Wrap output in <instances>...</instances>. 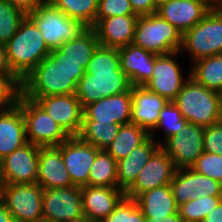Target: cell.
<instances>
[{
  "label": "cell",
  "mask_w": 222,
  "mask_h": 222,
  "mask_svg": "<svg viewBox=\"0 0 222 222\" xmlns=\"http://www.w3.org/2000/svg\"><path fill=\"white\" fill-rule=\"evenodd\" d=\"M132 84L120 68L117 48L99 45L89 61L75 91L82 108L104 97L130 91Z\"/></svg>",
  "instance_id": "1"
},
{
  "label": "cell",
  "mask_w": 222,
  "mask_h": 222,
  "mask_svg": "<svg viewBox=\"0 0 222 222\" xmlns=\"http://www.w3.org/2000/svg\"><path fill=\"white\" fill-rule=\"evenodd\" d=\"M5 51L8 66L20 82L51 52L28 16L5 45Z\"/></svg>",
  "instance_id": "2"
},
{
  "label": "cell",
  "mask_w": 222,
  "mask_h": 222,
  "mask_svg": "<svg viewBox=\"0 0 222 222\" xmlns=\"http://www.w3.org/2000/svg\"><path fill=\"white\" fill-rule=\"evenodd\" d=\"M190 123L208 127L220 122L221 95L196 82L191 76L173 101Z\"/></svg>",
  "instance_id": "3"
},
{
  "label": "cell",
  "mask_w": 222,
  "mask_h": 222,
  "mask_svg": "<svg viewBox=\"0 0 222 222\" xmlns=\"http://www.w3.org/2000/svg\"><path fill=\"white\" fill-rule=\"evenodd\" d=\"M76 88L73 76L50 54L21 81V94L27 98L75 94Z\"/></svg>",
  "instance_id": "4"
},
{
  "label": "cell",
  "mask_w": 222,
  "mask_h": 222,
  "mask_svg": "<svg viewBox=\"0 0 222 222\" xmlns=\"http://www.w3.org/2000/svg\"><path fill=\"white\" fill-rule=\"evenodd\" d=\"M133 44L156 55L180 51L182 34L158 14L139 16Z\"/></svg>",
  "instance_id": "5"
},
{
  "label": "cell",
  "mask_w": 222,
  "mask_h": 222,
  "mask_svg": "<svg viewBox=\"0 0 222 222\" xmlns=\"http://www.w3.org/2000/svg\"><path fill=\"white\" fill-rule=\"evenodd\" d=\"M27 16L41 31L44 42L50 50L73 40L87 28L81 22L68 17L49 0Z\"/></svg>",
  "instance_id": "6"
},
{
  "label": "cell",
  "mask_w": 222,
  "mask_h": 222,
  "mask_svg": "<svg viewBox=\"0 0 222 222\" xmlns=\"http://www.w3.org/2000/svg\"><path fill=\"white\" fill-rule=\"evenodd\" d=\"M17 105L22 112L29 143L40 147L58 146L70 137L36 101L20 94Z\"/></svg>",
  "instance_id": "7"
},
{
  "label": "cell",
  "mask_w": 222,
  "mask_h": 222,
  "mask_svg": "<svg viewBox=\"0 0 222 222\" xmlns=\"http://www.w3.org/2000/svg\"><path fill=\"white\" fill-rule=\"evenodd\" d=\"M187 51L193 62L222 54V15L212 8L193 28L182 35L180 51Z\"/></svg>",
  "instance_id": "8"
},
{
  "label": "cell",
  "mask_w": 222,
  "mask_h": 222,
  "mask_svg": "<svg viewBox=\"0 0 222 222\" xmlns=\"http://www.w3.org/2000/svg\"><path fill=\"white\" fill-rule=\"evenodd\" d=\"M43 191L38 184H2L0 201L15 222H36L43 219Z\"/></svg>",
  "instance_id": "9"
},
{
  "label": "cell",
  "mask_w": 222,
  "mask_h": 222,
  "mask_svg": "<svg viewBox=\"0 0 222 222\" xmlns=\"http://www.w3.org/2000/svg\"><path fill=\"white\" fill-rule=\"evenodd\" d=\"M204 127L187 122L174 136L160 145L173 160L176 169L191 168L204 152Z\"/></svg>",
  "instance_id": "10"
},
{
  "label": "cell",
  "mask_w": 222,
  "mask_h": 222,
  "mask_svg": "<svg viewBox=\"0 0 222 222\" xmlns=\"http://www.w3.org/2000/svg\"><path fill=\"white\" fill-rule=\"evenodd\" d=\"M84 218L81 187L52 188L43 191V219L73 222Z\"/></svg>",
  "instance_id": "11"
},
{
  "label": "cell",
  "mask_w": 222,
  "mask_h": 222,
  "mask_svg": "<svg viewBox=\"0 0 222 222\" xmlns=\"http://www.w3.org/2000/svg\"><path fill=\"white\" fill-rule=\"evenodd\" d=\"M40 146L27 143L0 161L2 184H33L37 181Z\"/></svg>",
  "instance_id": "12"
},
{
  "label": "cell",
  "mask_w": 222,
  "mask_h": 222,
  "mask_svg": "<svg viewBox=\"0 0 222 222\" xmlns=\"http://www.w3.org/2000/svg\"><path fill=\"white\" fill-rule=\"evenodd\" d=\"M180 51L165 55H156L151 79L144 85L148 90L159 94L168 101H174L188 80L184 79L181 67L175 60Z\"/></svg>",
  "instance_id": "13"
},
{
  "label": "cell",
  "mask_w": 222,
  "mask_h": 222,
  "mask_svg": "<svg viewBox=\"0 0 222 222\" xmlns=\"http://www.w3.org/2000/svg\"><path fill=\"white\" fill-rule=\"evenodd\" d=\"M58 147L72 183L79 187L88 186L91 165L100 149L83 142L78 136H70Z\"/></svg>",
  "instance_id": "14"
},
{
  "label": "cell",
  "mask_w": 222,
  "mask_h": 222,
  "mask_svg": "<svg viewBox=\"0 0 222 222\" xmlns=\"http://www.w3.org/2000/svg\"><path fill=\"white\" fill-rule=\"evenodd\" d=\"M28 99L36 101L69 136H78L80 134L83 108L75 94Z\"/></svg>",
  "instance_id": "15"
},
{
  "label": "cell",
  "mask_w": 222,
  "mask_h": 222,
  "mask_svg": "<svg viewBox=\"0 0 222 222\" xmlns=\"http://www.w3.org/2000/svg\"><path fill=\"white\" fill-rule=\"evenodd\" d=\"M176 170L173 160L159 147L142 168L134 184L125 192V196L135 199L140 193L169 185Z\"/></svg>",
  "instance_id": "16"
},
{
  "label": "cell",
  "mask_w": 222,
  "mask_h": 222,
  "mask_svg": "<svg viewBox=\"0 0 222 222\" xmlns=\"http://www.w3.org/2000/svg\"><path fill=\"white\" fill-rule=\"evenodd\" d=\"M131 90L110 97H104L83 108L82 121H97L103 124L131 123Z\"/></svg>",
  "instance_id": "17"
},
{
  "label": "cell",
  "mask_w": 222,
  "mask_h": 222,
  "mask_svg": "<svg viewBox=\"0 0 222 222\" xmlns=\"http://www.w3.org/2000/svg\"><path fill=\"white\" fill-rule=\"evenodd\" d=\"M213 8L210 1L169 0L156 14L169 22L182 35L200 22Z\"/></svg>",
  "instance_id": "18"
},
{
  "label": "cell",
  "mask_w": 222,
  "mask_h": 222,
  "mask_svg": "<svg viewBox=\"0 0 222 222\" xmlns=\"http://www.w3.org/2000/svg\"><path fill=\"white\" fill-rule=\"evenodd\" d=\"M131 94V123L145 129L155 139L153 130L158 124L160 112L169 101L145 86H132Z\"/></svg>",
  "instance_id": "19"
},
{
  "label": "cell",
  "mask_w": 222,
  "mask_h": 222,
  "mask_svg": "<svg viewBox=\"0 0 222 222\" xmlns=\"http://www.w3.org/2000/svg\"><path fill=\"white\" fill-rule=\"evenodd\" d=\"M81 194L84 217L97 222L109 216L125 197L123 190L106 186H83Z\"/></svg>",
  "instance_id": "20"
},
{
  "label": "cell",
  "mask_w": 222,
  "mask_h": 222,
  "mask_svg": "<svg viewBox=\"0 0 222 222\" xmlns=\"http://www.w3.org/2000/svg\"><path fill=\"white\" fill-rule=\"evenodd\" d=\"M43 189L73 186L58 146L40 147L37 181Z\"/></svg>",
  "instance_id": "21"
},
{
  "label": "cell",
  "mask_w": 222,
  "mask_h": 222,
  "mask_svg": "<svg viewBox=\"0 0 222 222\" xmlns=\"http://www.w3.org/2000/svg\"><path fill=\"white\" fill-rule=\"evenodd\" d=\"M138 15H117L100 19L92 28L100 45L121 48L132 44Z\"/></svg>",
  "instance_id": "22"
},
{
  "label": "cell",
  "mask_w": 222,
  "mask_h": 222,
  "mask_svg": "<svg viewBox=\"0 0 222 222\" xmlns=\"http://www.w3.org/2000/svg\"><path fill=\"white\" fill-rule=\"evenodd\" d=\"M120 68L128 76L132 86H144L152 77L156 54L129 44L118 49Z\"/></svg>",
  "instance_id": "23"
},
{
  "label": "cell",
  "mask_w": 222,
  "mask_h": 222,
  "mask_svg": "<svg viewBox=\"0 0 222 222\" xmlns=\"http://www.w3.org/2000/svg\"><path fill=\"white\" fill-rule=\"evenodd\" d=\"M160 145V141L149 137L128 156L117 161V183L119 189L126 192L134 184L138 174Z\"/></svg>",
  "instance_id": "24"
},
{
  "label": "cell",
  "mask_w": 222,
  "mask_h": 222,
  "mask_svg": "<svg viewBox=\"0 0 222 222\" xmlns=\"http://www.w3.org/2000/svg\"><path fill=\"white\" fill-rule=\"evenodd\" d=\"M25 122L20 107L0 111V161L27 144Z\"/></svg>",
  "instance_id": "25"
},
{
  "label": "cell",
  "mask_w": 222,
  "mask_h": 222,
  "mask_svg": "<svg viewBox=\"0 0 222 222\" xmlns=\"http://www.w3.org/2000/svg\"><path fill=\"white\" fill-rule=\"evenodd\" d=\"M135 200L145 218H159L178 213L170 184L140 193Z\"/></svg>",
  "instance_id": "26"
},
{
  "label": "cell",
  "mask_w": 222,
  "mask_h": 222,
  "mask_svg": "<svg viewBox=\"0 0 222 222\" xmlns=\"http://www.w3.org/2000/svg\"><path fill=\"white\" fill-rule=\"evenodd\" d=\"M99 45L95 30L87 27L73 40L63 43L59 48L52 49L50 55L53 58L72 59L81 63V66L86 69Z\"/></svg>",
  "instance_id": "27"
},
{
  "label": "cell",
  "mask_w": 222,
  "mask_h": 222,
  "mask_svg": "<svg viewBox=\"0 0 222 222\" xmlns=\"http://www.w3.org/2000/svg\"><path fill=\"white\" fill-rule=\"evenodd\" d=\"M150 134L140 126L129 123L121 125L120 130L114 140L106 147L116 161L128 156L135 148L143 144Z\"/></svg>",
  "instance_id": "28"
},
{
  "label": "cell",
  "mask_w": 222,
  "mask_h": 222,
  "mask_svg": "<svg viewBox=\"0 0 222 222\" xmlns=\"http://www.w3.org/2000/svg\"><path fill=\"white\" fill-rule=\"evenodd\" d=\"M190 76L209 90L222 92V54L201 58L192 63Z\"/></svg>",
  "instance_id": "29"
},
{
  "label": "cell",
  "mask_w": 222,
  "mask_h": 222,
  "mask_svg": "<svg viewBox=\"0 0 222 222\" xmlns=\"http://www.w3.org/2000/svg\"><path fill=\"white\" fill-rule=\"evenodd\" d=\"M88 186H106L118 188L117 161L105 150L97 153L91 165Z\"/></svg>",
  "instance_id": "30"
},
{
  "label": "cell",
  "mask_w": 222,
  "mask_h": 222,
  "mask_svg": "<svg viewBox=\"0 0 222 222\" xmlns=\"http://www.w3.org/2000/svg\"><path fill=\"white\" fill-rule=\"evenodd\" d=\"M68 17L81 22L85 27L96 24L98 0H49Z\"/></svg>",
  "instance_id": "31"
},
{
  "label": "cell",
  "mask_w": 222,
  "mask_h": 222,
  "mask_svg": "<svg viewBox=\"0 0 222 222\" xmlns=\"http://www.w3.org/2000/svg\"><path fill=\"white\" fill-rule=\"evenodd\" d=\"M120 127L119 124L108 125L97 121H82V128L78 137L97 149L105 150L117 136Z\"/></svg>",
  "instance_id": "32"
},
{
  "label": "cell",
  "mask_w": 222,
  "mask_h": 222,
  "mask_svg": "<svg viewBox=\"0 0 222 222\" xmlns=\"http://www.w3.org/2000/svg\"><path fill=\"white\" fill-rule=\"evenodd\" d=\"M26 16L7 0H0V45L5 46L8 43Z\"/></svg>",
  "instance_id": "33"
},
{
  "label": "cell",
  "mask_w": 222,
  "mask_h": 222,
  "mask_svg": "<svg viewBox=\"0 0 222 222\" xmlns=\"http://www.w3.org/2000/svg\"><path fill=\"white\" fill-rule=\"evenodd\" d=\"M221 200L222 196H206L190 200L178 207L179 216L182 221L202 222Z\"/></svg>",
  "instance_id": "34"
},
{
  "label": "cell",
  "mask_w": 222,
  "mask_h": 222,
  "mask_svg": "<svg viewBox=\"0 0 222 222\" xmlns=\"http://www.w3.org/2000/svg\"><path fill=\"white\" fill-rule=\"evenodd\" d=\"M187 122L177 105L173 101H169L160 112L158 124L153 131L160 128L165 130L163 135L165 141L183 129Z\"/></svg>",
  "instance_id": "35"
},
{
  "label": "cell",
  "mask_w": 222,
  "mask_h": 222,
  "mask_svg": "<svg viewBox=\"0 0 222 222\" xmlns=\"http://www.w3.org/2000/svg\"><path fill=\"white\" fill-rule=\"evenodd\" d=\"M170 185L178 207L190 200L200 198L198 193L192 192L191 168L177 169Z\"/></svg>",
  "instance_id": "36"
},
{
  "label": "cell",
  "mask_w": 222,
  "mask_h": 222,
  "mask_svg": "<svg viewBox=\"0 0 222 222\" xmlns=\"http://www.w3.org/2000/svg\"><path fill=\"white\" fill-rule=\"evenodd\" d=\"M101 222H145L135 199L124 197L115 210Z\"/></svg>",
  "instance_id": "37"
},
{
  "label": "cell",
  "mask_w": 222,
  "mask_h": 222,
  "mask_svg": "<svg viewBox=\"0 0 222 222\" xmlns=\"http://www.w3.org/2000/svg\"><path fill=\"white\" fill-rule=\"evenodd\" d=\"M21 94V82L14 75H0V111L13 108Z\"/></svg>",
  "instance_id": "38"
},
{
  "label": "cell",
  "mask_w": 222,
  "mask_h": 222,
  "mask_svg": "<svg viewBox=\"0 0 222 222\" xmlns=\"http://www.w3.org/2000/svg\"><path fill=\"white\" fill-rule=\"evenodd\" d=\"M191 168L222 184V155L203 152Z\"/></svg>",
  "instance_id": "39"
},
{
  "label": "cell",
  "mask_w": 222,
  "mask_h": 222,
  "mask_svg": "<svg viewBox=\"0 0 222 222\" xmlns=\"http://www.w3.org/2000/svg\"><path fill=\"white\" fill-rule=\"evenodd\" d=\"M117 15H136L129 0H98L96 23L102 18Z\"/></svg>",
  "instance_id": "40"
},
{
  "label": "cell",
  "mask_w": 222,
  "mask_h": 222,
  "mask_svg": "<svg viewBox=\"0 0 222 222\" xmlns=\"http://www.w3.org/2000/svg\"><path fill=\"white\" fill-rule=\"evenodd\" d=\"M192 192H196L200 197L222 196V184L204 176L191 168Z\"/></svg>",
  "instance_id": "41"
},
{
  "label": "cell",
  "mask_w": 222,
  "mask_h": 222,
  "mask_svg": "<svg viewBox=\"0 0 222 222\" xmlns=\"http://www.w3.org/2000/svg\"><path fill=\"white\" fill-rule=\"evenodd\" d=\"M204 152L222 155V123L204 127Z\"/></svg>",
  "instance_id": "42"
},
{
  "label": "cell",
  "mask_w": 222,
  "mask_h": 222,
  "mask_svg": "<svg viewBox=\"0 0 222 222\" xmlns=\"http://www.w3.org/2000/svg\"><path fill=\"white\" fill-rule=\"evenodd\" d=\"M56 62L60 63V65L65 68L71 76H73V80L77 83L82 76L85 74V69L81 66V63L77 61H73L72 59L67 58H54Z\"/></svg>",
  "instance_id": "43"
},
{
  "label": "cell",
  "mask_w": 222,
  "mask_h": 222,
  "mask_svg": "<svg viewBox=\"0 0 222 222\" xmlns=\"http://www.w3.org/2000/svg\"><path fill=\"white\" fill-rule=\"evenodd\" d=\"M134 13L138 16L154 14L157 11L153 0H129Z\"/></svg>",
  "instance_id": "44"
},
{
  "label": "cell",
  "mask_w": 222,
  "mask_h": 222,
  "mask_svg": "<svg viewBox=\"0 0 222 222\" xmlns=\"http://www.w3.org/2000/svg\"><path fill=\"white\" fill-rule=\"evenodd\" d=\"M15 8L20 9L26 15L33 12L38 6L44 4L48 0H7Z\"/></svg>",
  "instance_id": "45"
},
{
  "label": "cell",
  "mask_w": 222,
  "mask_h": 222,
  "mask_svg": "<svg viewBox=\"0 0 222 222\" xmlns=\"http://www.w3.org/2000/svg\"><path fill=\"white\" fill-rule=\"evenodd\" d=\"M202 222H222V200L208 213Z\"/></svg>",
  "instance_id": "46"
},
{
  "label": "cell",
  "mask_w": 222,
  "mask_h": 222,
  "mask_svg": "<svg viewBox=\"0 0 222 222\" xmlns=\"http://www.w3.org/2000/svg\"><path fill=\"white\" fill-rule=\"evenodd\" d=\"M0 75H13L7 63L5 46L3 45H0Z\"/></svg>",
  "instance_id": "47"
},
{
  "label": "cell",
  "mask_w": 222,
  "mask_h": 222,
  "mask_svg": "<svg viewBox=\"0 0 222 222\" xmlns=\"http://www.w3.org/2000/svg\"><path fill=\"white\" fill-rule=\"evenodd\" d=\"M182 219L179 216V213L170 214L168 216H163L159 218H145V222H181Z\"/></svg>",
  "instance_id": "48"
},
{
  "label": "cell",
  "mask_w": 222,
  "mask_h": 222,
  "mask_svg": "<svg viewBox=\"0 0 222 222\" xmlns=\"http://www.w3.org/2000/svg\"><path fill=\"white\" fill-rule=\"evenodd\" d=\"M0 222H15L6 206L0 201Z\"/></svg>",
  "instance_id": "49"
},
{
  "label": "cell",
  "mask_w": 222,
  "mask_h": 222,
  "mask_svg": "<svg viewBox=\"0 0 222 222\" xmlns=\"http://www.w3.org/2000/svg\"><path fill=\"white\" fill-rule=\"evenodd\" d=\"M168 1L169 0H153L156 8H159L161 5L165 4Z\"/></svg>",
  "instance_id": "50"
},
{
  "label": "cell",
  "mask_w": 222,
  "mask_h": 222,
  "mask_svg": "<svg viewBox=\"0 0 222 222\" xmlns=\"http://www.w3.org/2000/svg\"><path fill=\"white\" fill-rule=\"evenodd\" d=\"M73 222H97V221H94V220H91V219H88V218H82L80 220H77V221H73Z\"/></svg>",
  "instance_id": "51"
},
{
  "label": "cell",
  "mask_w": 222,
  "mask_h": 222,
  "mask_svg": "<svg viewBox=\"0 0 222 222\" xmlns=\"http://www.w3.org/2000/svg\"><path fill=\"white\" fill-rule=\"evenodd\" d=\"M213 8H222V0H218L214 5Z\"/></svg>",
  "instance_id": "52"
},
{
  "label": "cell",
  "mask_w": 222,
  "mask_h": 222,
  "mask_svg": "<svg viewBox=\"0 0 222 222\" xmlns=\"http://www.w3.org/2000/svg\"><path fill=\"white\" fill-rule=\"evenodd\" d=\"M214 9L217 10L222 15V8H214Z\"/></svg>",
  "instance_id": "53"
},
{
  "label": "cell",
  "mask_w": 222,
  "mask_h": 222,
  "mask_svg": "<svg viewBox=\"0 0 222 222\" xmlns=\"http://www.w3.org/2000/svg\"><path fill=\"white\" fill-rule=\"evenodd\" d=\"M213 5L218 1V0H209Z\"/></svg>",
  "instance_id": "54"
},
{
  "label": "cell",
  "mask_w": 222,
  "mask_h": 222,
  "mask_svg": "<svg viewBox=\"0 0 222 222\" xmlns=\"http://www.w3.org/2000/svg\"><path fill=\"white\" fill-rule=\"evenodd\" d=\"M1 188H2V181H1V177H0V192H1Z\"/></svg>",
  "instance_id": "55"
},
{
  "label": "cell",
  "mask_w": 222,
  "mask_h": 222,
  "mask_svg": "<svg viewBox=\"0 0 222 222\" xmlns=\"http://www.w3.org/2000/svg\"><path fill=\"white\" fill-rule=\"evenodd\" d=\"M36 222H49V221L42 219V220L36 221Z\"/></svg>",
  "instance_id": "56"
},
{
  "label": "cell",
  "mask_w": 222,
  "mask_h": 222,
  "mask_svg": "<svg viewBox=\"0 0 222 222\" xmlns=\"http://www.w3.org/2000/svg\"><path fill=\"white\" fill-rule=\"evenodd\" d=\"M220 122L222 123V107H221V119H220Z\"/></svg>",
  "instance_id": "57"
},
{
  "label": "cell",
  "mask_w": 222,
  "mask_h": 222,
  "mask_svg": "<svg viewBox=\"0 0 222 222\" xmlns=\"http://www.w3.org/2000/svg\"><path fill=\"white\" fill-rule=\"evenodd\" d=\"M193 1H209V0H193Z\"/></svg>",
  "instance_id": "58"
}]
</instances>
